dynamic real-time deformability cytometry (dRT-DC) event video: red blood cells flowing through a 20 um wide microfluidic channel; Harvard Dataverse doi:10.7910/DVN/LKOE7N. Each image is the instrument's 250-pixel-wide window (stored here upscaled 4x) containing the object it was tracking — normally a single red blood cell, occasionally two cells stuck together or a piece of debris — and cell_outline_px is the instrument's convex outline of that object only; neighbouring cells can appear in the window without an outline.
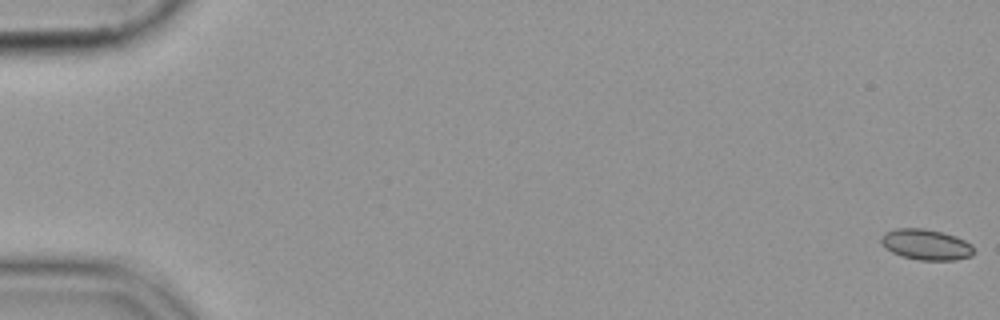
{"species": "common noctule bat (a hibernating species)", "species_latin": "Nyctalus noctula", "temperature_condition": "cold", "stored_images_in_passage": 57, "camera_frame_rate_fps": 3000, "um_per_image_px": 0.085, "animal": {"sex": "female", "body_mass_g": 19.9}, "frame": {"image": 1, "passage_image": 1, "time_ms": 0.0, "image_size_px": [1000, 320], "cell_outline_px": [[976, 252], [972, 256], [956, 260], [920, 260], [900, 256], [884, 248], [880, 244], [880, 236], [884, 232], [896, 228], [924, 228], [944, 232], [956, 236], [972, 244]], "centroid_in_image_um": [78.71, 20.78], "position_along_channel_um": 6.3, "area_um2": 17.05}}
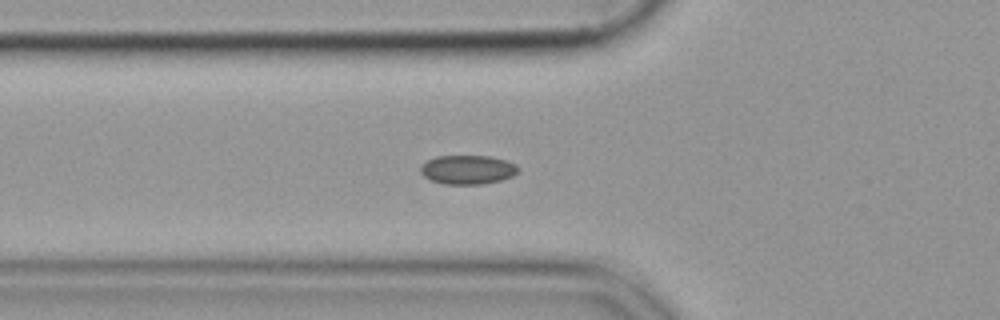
{"frame": {"image": 2, "passage_image": 21, "time_ms": 6.667, "image_size_px": [1000, 320], "cell_outline_px": [[520, 168], [512, 176], [500, 180], [484, 184], [444, 184], [432, 180], [424, 176], [420, 172], [420, 168], [428, 160], [436, 156], [488, 156], [508, 160], [516, 164]], "centroid_in_image_um": [39.77, 14.42], "position_along_channel_um": 86.0, "area_um2": 16.47}}
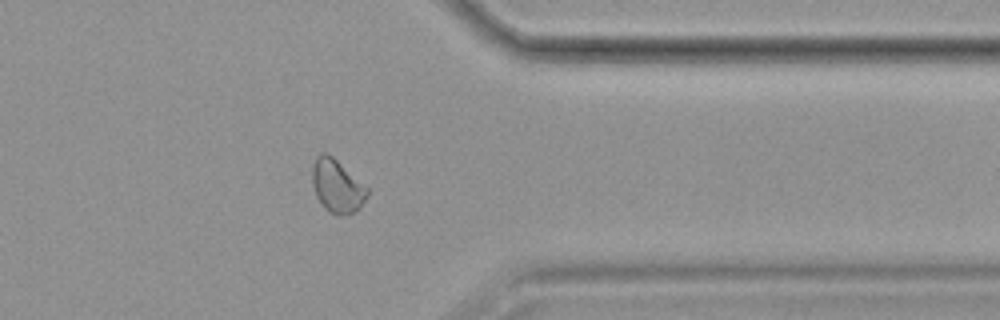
{"frame": {"image": 3, "passage_image": 46, "time_ms": 15.0, "image_size_px": [1000, 320], "cell_outline_px": [[368, 196], [360, 208], [348, 216], [336, 216], [328, 212], [324, 208], [316, 196], [312, 184], [312, 164], [316, 156], [320, 152], [324, 152], [332, 156], [368, 188]], "centroid_in_image_um": [28.63, 15.85], "position_along_channel_um": 382.8, "area_um2": 17.28}}